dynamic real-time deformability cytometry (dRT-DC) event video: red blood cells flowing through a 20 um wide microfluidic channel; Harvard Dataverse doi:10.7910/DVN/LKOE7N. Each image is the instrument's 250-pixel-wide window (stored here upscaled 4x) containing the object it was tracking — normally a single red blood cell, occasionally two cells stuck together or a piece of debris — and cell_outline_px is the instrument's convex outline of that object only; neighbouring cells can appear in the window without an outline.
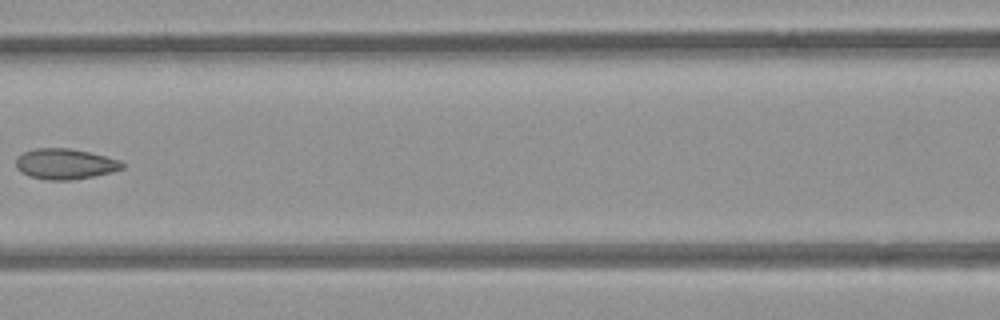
{"species": "common noctule bat (a hibernating species)", "species_latin": "Nyctalus noctula", "temperature_condition": "room temperature", "stored_images_in_passage": 6, "camera_frame_rate_fps": 3000, "um_per_image_px": 0.085, "animal": {"sex": "female", "body_mass_g": 21.9}, "frame": {"image": 1, "passage_image": 5, "time_ms": 1.333, "image_size_px": [1000, 320], "cell_outline_px": [[124, 168], [112, 172], [72, 180], [48, 180], [28, 176], [20, 172], [16, 168], [16, 160], [24, 152], [36, 148], [68, 148], [88, 152], [120, 160], [124, 164]], "centroid_in_image_um": [5.52, 13.94], "position_along_channel_um": 161.1, "area_um2": 18.84}}
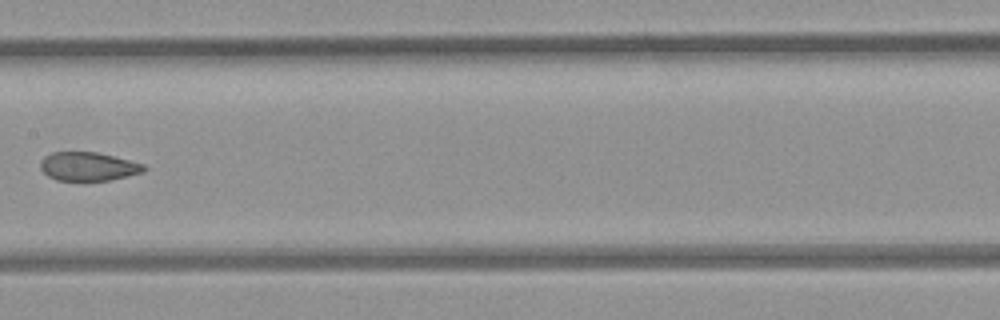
{"frame": {"image": 2, "passage_image": 6, "time_ms": 1.667, "image_size_px": [1000, 320], "cell_outline_px": [[148, 168], [144, 172], [128, 176], [108, 180], [56, 180], [48, 176], [40, 168], [40, 160], [44, 156], [52, 152], [96, 152], [144, 164]], "centroid_in_image_um": [7.49, 14.15], "position_along_channel_um": 199.9, "area_um2": 17.22}}